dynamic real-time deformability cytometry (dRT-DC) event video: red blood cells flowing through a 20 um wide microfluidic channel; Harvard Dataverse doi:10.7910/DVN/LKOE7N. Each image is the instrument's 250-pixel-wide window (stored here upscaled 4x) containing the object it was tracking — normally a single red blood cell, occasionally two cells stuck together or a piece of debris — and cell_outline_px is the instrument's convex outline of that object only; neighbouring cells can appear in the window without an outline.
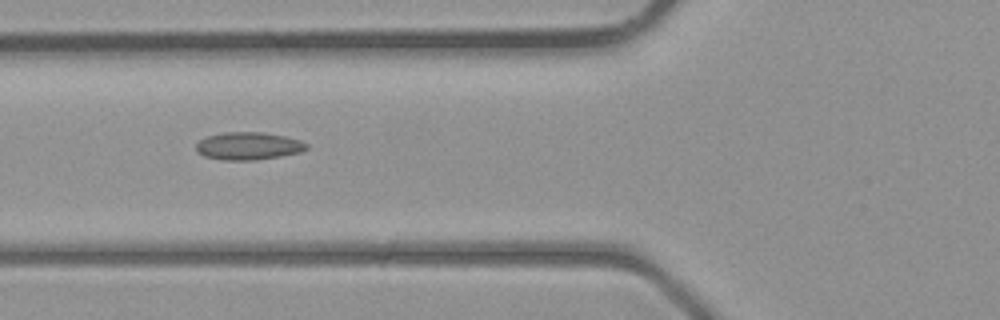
{"species": "common noctule bat (a hibernating species)", "species_latin": "Nyctalus noctula", "temperature_condition": "room temperature", "stored_images_in_passage": 5, "camera_frame_rate_fps": 3000, "um_per_image_px": 0.085, "animal": {"sex": "male", "body_mass_g": 23.1, "forearm_length_mm": 52.7}, "frame": {"image": 1, "passage_image": 4, "time_ms": 3.333, "image_size_px": [1000, 320], "cell_outline_px": [[308, 148], [300, 152], [256, 160], [224, 160], [204, 156], [196, 152], [196, 144], [200, 140], [208, 136], [224, 132], [264, 132], [284, 136], [300, 140], [308, 144]], "centroid_in_image_um": [21.1, 12.4], "position_along_channel_um": 104.7, "area_um2": 17.74}}
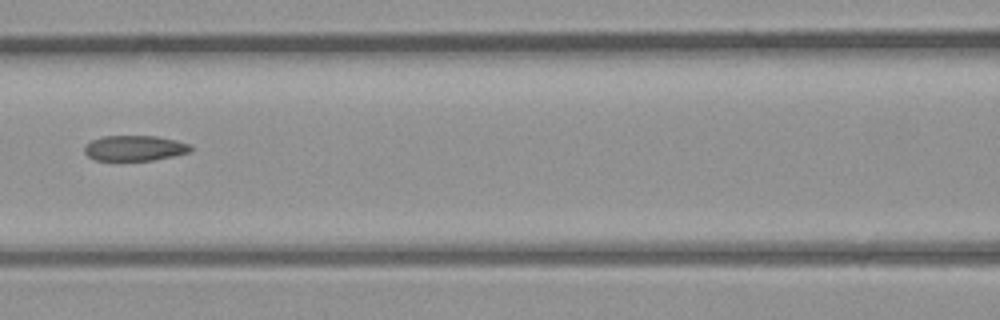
{"frame": {"image": 2, "passage_image": 5, "time_ms": 4.333, "image_size_px": [1000, 320], "cell_outline_px": [[192, 152], [152, 160], [96, 160], [88, 156], [84, 152], [84, 144], [92, 140], [104, 136], [156, 136], [176, 140], [192, 144]], "centroid_in_image_um": [11.46, 12.58], "position_along_channel_um": 155.1, "area_um2": 15.78}}